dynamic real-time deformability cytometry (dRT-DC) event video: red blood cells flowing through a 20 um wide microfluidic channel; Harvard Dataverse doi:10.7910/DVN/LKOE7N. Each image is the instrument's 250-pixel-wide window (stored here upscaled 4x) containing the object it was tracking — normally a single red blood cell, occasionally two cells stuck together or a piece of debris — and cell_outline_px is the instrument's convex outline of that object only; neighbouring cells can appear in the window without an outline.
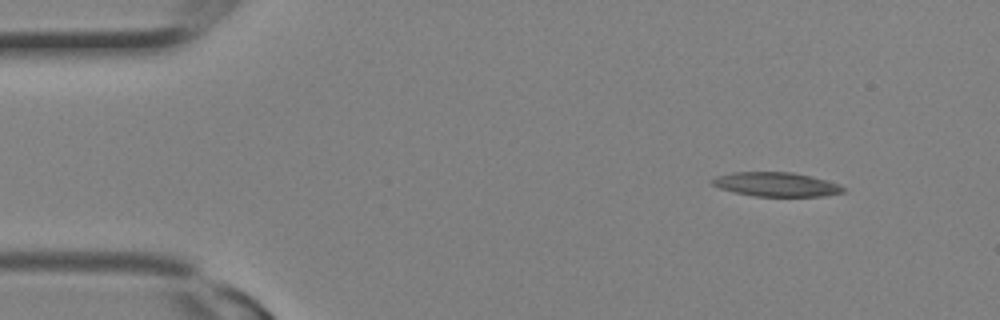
{"species": "Egyptian fruit bat (a non-hibernating species)", "species_latin": "Rousettus aegyptiacus", "temperature_condition": "room temperature", "stored_images_in_passage": 3, "camera_frame_rate_fps": 3000, "um_per_image_px": 0.085, "animal": {"sex": "female"}, "frame": {"image": 1, "passage_image": 3, "time_ms": 0.667, "image_size_px": [1000, 320], "cell_outline_px": [[844, 192], [824, 196], [756, 196], [732, 192], [720, 188], [712, 184], [712, 180], [716, 176], [732, 172], [792, 172], [812, 176], [828, 180], [840, 184], [844, 188]], "centroid_in_image_um": [66.0, 15.67], "position_along_channel_um": 19.0, "area_um2": 18.5}}